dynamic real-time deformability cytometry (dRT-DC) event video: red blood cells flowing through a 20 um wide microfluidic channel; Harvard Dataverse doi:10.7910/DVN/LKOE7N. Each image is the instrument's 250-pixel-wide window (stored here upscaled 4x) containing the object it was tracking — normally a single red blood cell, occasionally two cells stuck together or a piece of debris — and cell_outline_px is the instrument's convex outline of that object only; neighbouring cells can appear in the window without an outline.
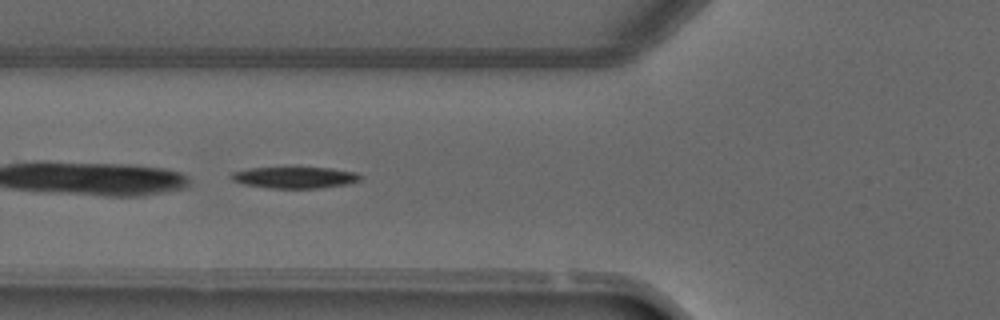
{"species": "common noctule bat (a hibernating species)", "species_latin": "Nyctalus noctula", "temperature_condition": "warm", "stored_images_in_passage": 4, "camera_frame_rate_fps": 3000, "um_per_image_px": 0.085, "animal": {"sex": "male", "forearm_length_mm": 52.5}, "frame": {"image": 1, "passage_image": 4, "time_ms": 3.333, "image_size_px": [1000, 320], "cell_outline_px": [[360, 180], [344, 184], [316, 188], [268, 188], [244, 184], [232, 180], [228, 176], [232, 172], [248, 168], [332, 168], [356, 172], [360, 176]], "centroid_in_image_um": [24.99, 15.08], "position_along_channel_um": 100.8, "area_um2": 15.9}}